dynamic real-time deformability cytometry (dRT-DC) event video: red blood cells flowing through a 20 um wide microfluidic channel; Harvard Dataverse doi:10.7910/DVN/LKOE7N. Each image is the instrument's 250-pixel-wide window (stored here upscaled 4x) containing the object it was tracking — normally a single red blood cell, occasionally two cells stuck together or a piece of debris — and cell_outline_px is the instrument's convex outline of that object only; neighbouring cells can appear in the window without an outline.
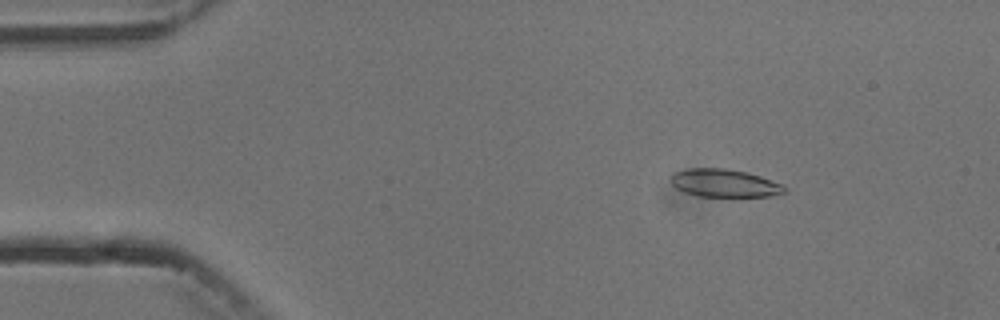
{"species": "common noctule bat (a hibernating species)", "species_latin": "Nyctalus noctula", "temperature_condition": "cold", "stored_images_in_passage": 6, "camera_frame_rate_fps": 3000, "um_per_image_px": 0.085, "animal": {"sex": "male", "body_mass_g": 13.3}, "frame": {"image": 1, "passage_image": 3, "time_ms": 2.333, "image_size_px": [1000, 320], "cell_outline_px": [[788, 192], [772, 196], [696, 196], [684, 192], [676, 188], [672, 184], [672, 172], [688, 168], [724, 168], [744, 172], [760, 176], [784, 184], [788, 188]], "centroid_in_image_um": [61.61, 15.57], "position_along_channel_um": 23.4, "area_um2": 18.61}}
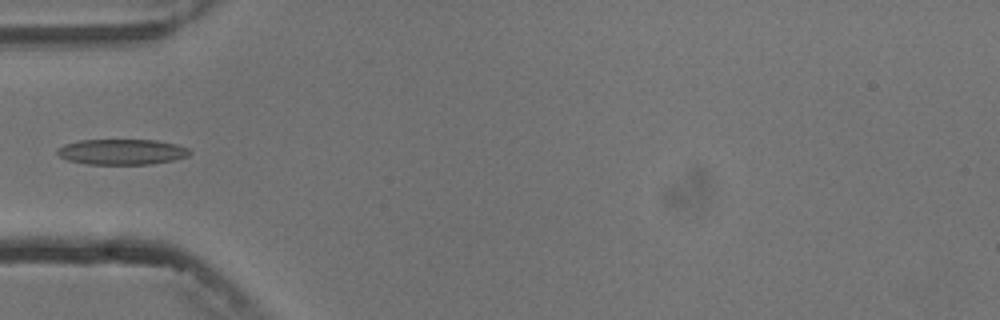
{"frame": {"image": 2, "passage_image": 6, "time_ms": 5.667, "image_size_px": [1000, 320], "cell_outline_px": [[192, 152], [188, 156], [172, 160], [152, 164], [88, 164], [68, 160], [60, 156], [56, 152], [64, 144], [80, 140], [156, 140], [176, 144], [188, 148]], "centroid_in_image_um": [10.38, 12.9], "position_along_channel_um": 74.6, "area_um2": 19.59}}